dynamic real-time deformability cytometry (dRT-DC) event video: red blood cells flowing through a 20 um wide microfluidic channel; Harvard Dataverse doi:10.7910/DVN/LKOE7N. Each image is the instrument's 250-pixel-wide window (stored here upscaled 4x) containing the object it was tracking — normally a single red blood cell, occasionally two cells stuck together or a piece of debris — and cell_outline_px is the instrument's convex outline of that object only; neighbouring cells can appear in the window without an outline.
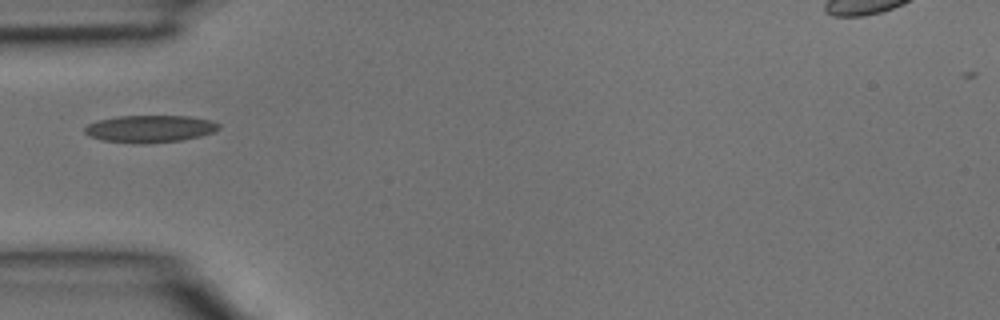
{"species": "common noctule bat (a hibernating species)", "species_latin": "Nyctalus noctula", "temperature_condition": "room temperature", "stored_images_in_passage": 1, "camera_frame_rate_fps": 3000, "um_per_image_px": 0.085, "animal": {"sex": "male", "body_mass_g": 15.6}, "frame": {"image": 1, "passage_image": 1, "time_ms": 0.0, "image_size_px": [1000, 320], "cell_outline_px": [[220, 128], [212, 132], [200, 136], [180, 140], [140, 144], [132, 144], [100, 140], [88, 136], [84, 132], [84, 128], [88, 124], [100, 120], [116, 116], [188, 116], [212, 120], [220, 124]], "centroid_in_image_um": [12.71, 10.95], "position_along_channel_um": 72.3, "area_um2": 21.39}}